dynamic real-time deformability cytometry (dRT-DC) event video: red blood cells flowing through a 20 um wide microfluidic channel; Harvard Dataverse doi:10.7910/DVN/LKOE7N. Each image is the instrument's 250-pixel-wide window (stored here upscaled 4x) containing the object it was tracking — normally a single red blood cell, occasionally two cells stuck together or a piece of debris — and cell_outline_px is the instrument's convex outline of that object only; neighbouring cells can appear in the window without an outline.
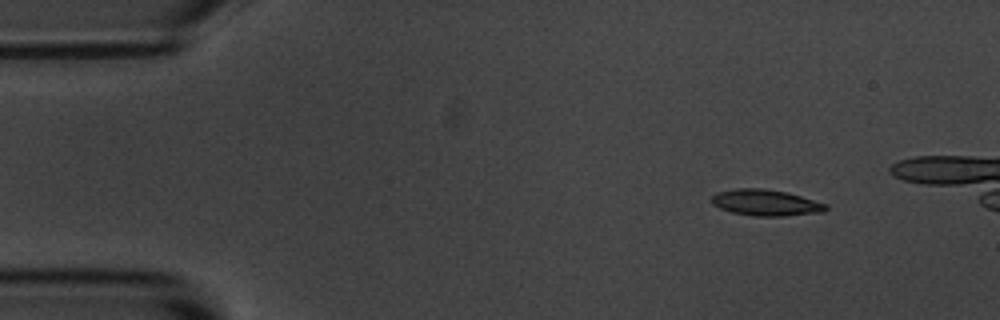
{"species": "common noctule bat (a hibernating species)", "species_latin": "Nyctalus noctula", "temperature_condition": "room temperature", "stored_images_in_passage": 5, "camera_frame_rate_fps": 3000, "um_per_image_px": 0.085, "animal": {"sex": "male", "body_mass_g": 20.1, "forearm_length_mm": 53.5}, "frame": {"image": 1, "passage_image": 1, "time_ms": 0.0, "image_size_px": [1000, 320], "cell_outline_px": [[828, 208], [824, 212], [784, 216], [752, 216], [732, 212], [720, 208], [712, 204], [712, 196], [716, 192], [736, 188], [764, 188], [788, 192], [828, 204]], "centroid_in_image_um": [65.11, 17.22], "position_along_channel_um": 19.9, "area_um2": 17.63}}